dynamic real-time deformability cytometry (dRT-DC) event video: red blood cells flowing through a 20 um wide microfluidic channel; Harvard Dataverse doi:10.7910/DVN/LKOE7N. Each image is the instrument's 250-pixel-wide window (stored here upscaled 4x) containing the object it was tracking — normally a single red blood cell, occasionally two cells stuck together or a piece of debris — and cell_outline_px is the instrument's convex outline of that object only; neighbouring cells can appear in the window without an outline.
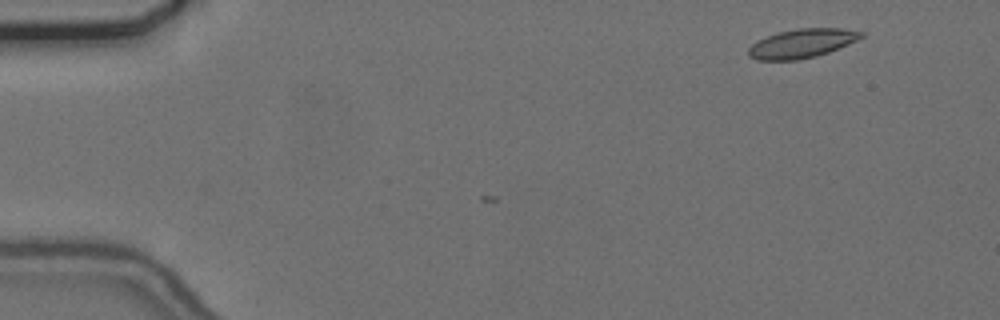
{"species": "common noctule bat (a hibernating species)", "species_latin": "Nyctalus noctula", "temperature_condition": "cold", "stored_images_in_passage": 2, "camera_frame_rate_fps": 3000, "um_per_image_px": 0.085, "animal": {"sex": "female", "body_mass_g": 24.6, "forearm_length_mm": 56.2}, "frame": {"image": 1, "passage_image": 2, "time_ms": 0.333, "image_size_px": [1000, 320], "cell_outline_px": [[864, 36], [848, 44], [828, 52], [816, 56], [796, 60], [756, 60], [748, 56], [748, 48], [756, 40], [780, 32], [796, 28], [840, 28], [864, 32]], "centroid_in_image_um": [68.13, 3.69], "position_along_channel_um": 16.9, "area_um2": 18.96}}